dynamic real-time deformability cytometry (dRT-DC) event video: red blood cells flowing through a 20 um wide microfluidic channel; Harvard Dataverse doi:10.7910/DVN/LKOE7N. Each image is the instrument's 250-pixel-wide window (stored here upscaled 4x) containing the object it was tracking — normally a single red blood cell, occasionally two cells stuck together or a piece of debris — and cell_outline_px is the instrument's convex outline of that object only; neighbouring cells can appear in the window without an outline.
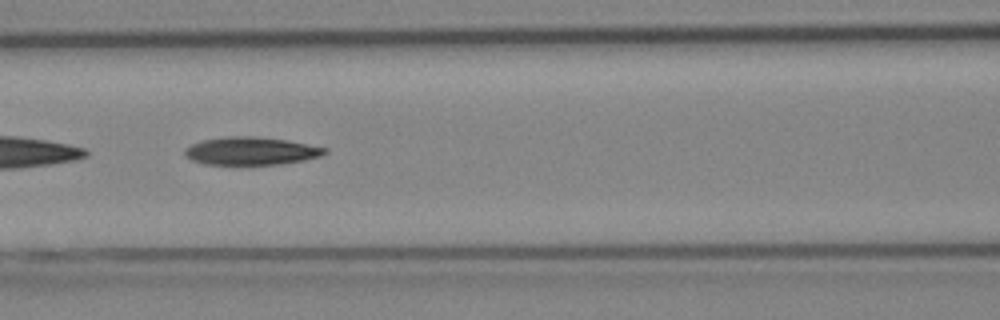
{"species": "Egyptian fruit bat (a non-hibernating species)", "species_latin": "Rousettus aegyptiacus", "temperature_condition": "cold", "stored_images_in_passage": 52, "camera_frame_rate_fps": 3000, "um_per_image_px": 0.085, "animal": {"sex": "female"}, "frame": {"image": 1, "passage_image": 23, "time_ms": 7.333, "image_size_px": [1000, 320], "cell_outline_px": [[328, 152], [320, 156], [304, 160], [276, 164], [204, 164], [192, 160], [184, 156], [184, 148], [192, 144], [204, 140], [228, 136], [256, 136], [288, 140], [328, 148]], "centroid_in_image_um": [21.34, 12.82], "position_along_channel_um": 145.3, "area_um2": 22.72}}
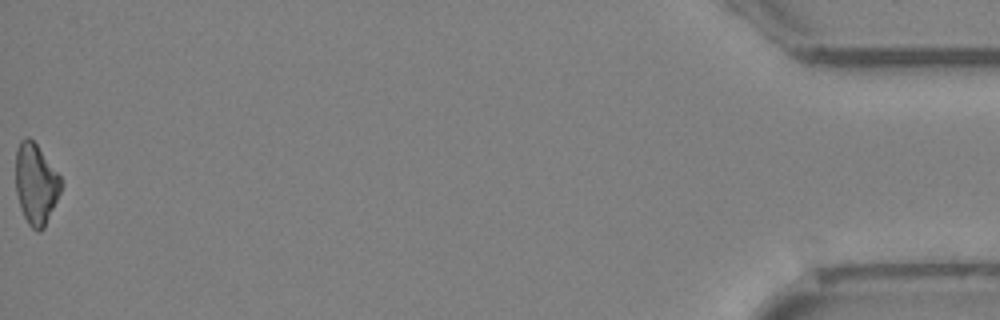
{"frame": {"image": 2, "passage_image": 52, "time_ms": 17.0, "image_size_px": [1000, 320], "cell_outline_px": [[60, 192], [44, 228], [40, 232], [36, 232], [28, 224], [20, 208], [16, 192], [16, 148], [20, 140], [28, 136], [36, 144], [60, 176]], "centroid_in_image_um": [3.02, 15.65], "position_along_channel_um": 432.2, "area_um2": 21.1}}